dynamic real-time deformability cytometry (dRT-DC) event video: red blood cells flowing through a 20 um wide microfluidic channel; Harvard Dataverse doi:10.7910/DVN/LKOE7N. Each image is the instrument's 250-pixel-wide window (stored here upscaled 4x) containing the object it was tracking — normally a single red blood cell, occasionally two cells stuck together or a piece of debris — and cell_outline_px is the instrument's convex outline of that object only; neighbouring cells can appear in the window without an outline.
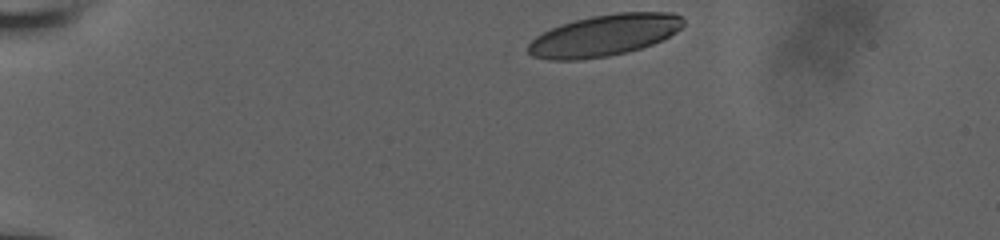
{"species": "human", "species_latin": "Homo sapiens", "temperature_condition": "room temperature", "stored_images_in_passage": 37, "camera_frame_rate_fps": 3000, "um_per_image_px": 0.085, "donor": {"sex": "male"}, "frame": {"image": 1, "passage_image": 1, "time_ms": 0.0, "image_size_px": [1000, 240], "cell_outline_px": [[684, 24], [676, 32], [652, 44], [628, 52], [608, 56], [580, 60], [548, 60], [532, 56], [528, 52], [528, 44], [536, 36], [560, 24], [592, 16], [620, 12], [672, 12], [680, 16], [684, 20]], "centroid_in_image_um": [51.35, 3.01], "position_along_channel_um": 33.6, "area_um2": 37.4}}
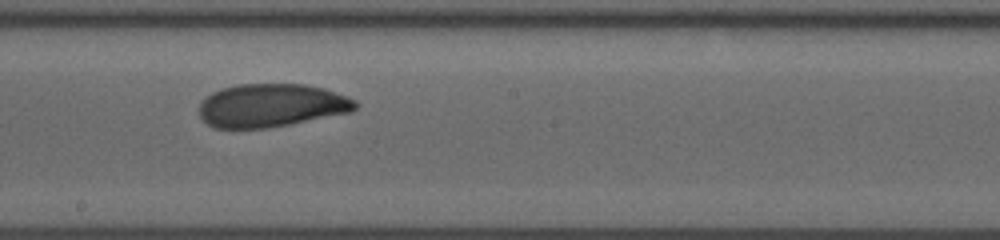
{"frame": {"image": 2, "passage_image": 22, "time_ms": 7.0, "image_size_px": [1000, 240], "cell_outline_px": [[360, 104], [352, 112], [268, 128], [216, 128], [208, 124], [200, 116], [200, 104], [212, 92], [220, 88], [236, 84], [304, 84], [324, 88], [348, 96], [356, 100]], "centroid_in_image_um": [23.11, 8.95], "position_along_channel_um": 225.1, "area_um2": 39.48}}
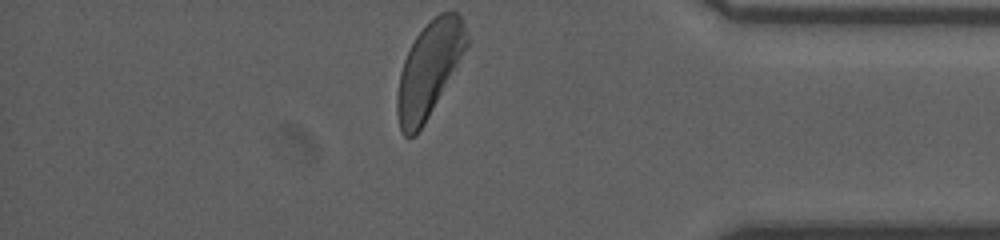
{"frame": {"image": 3, "passage_image": 37, "time_ms": 12.0, "image_size_px": [1000, 240], "cell_outline_px": [[468, 44], [424, 124], [416, 136], [404, 136], [400, 132], [396, 112], [396, 100], [400, 72], [404, 60], [416, 36], [440, 12], [456, 12], [460, 16], [464, 24], [468, 36]], "centroid_in_image_um": [36.44, 5.93], "position_along_channel_um": 398.8, "area_um2": 37.45}, "authors_computed_cell_mechanics": {"area_um2": 39.593, "velocity_mm_per_s": 3.9136, "shape_relaxation_time_tau1_ms": 5.0592, "shape_relaxation_time_tau2_ms": 2.2601, "deformation_change_tau1": 0.1719, "deformation_change_tau2": 0.0772}}